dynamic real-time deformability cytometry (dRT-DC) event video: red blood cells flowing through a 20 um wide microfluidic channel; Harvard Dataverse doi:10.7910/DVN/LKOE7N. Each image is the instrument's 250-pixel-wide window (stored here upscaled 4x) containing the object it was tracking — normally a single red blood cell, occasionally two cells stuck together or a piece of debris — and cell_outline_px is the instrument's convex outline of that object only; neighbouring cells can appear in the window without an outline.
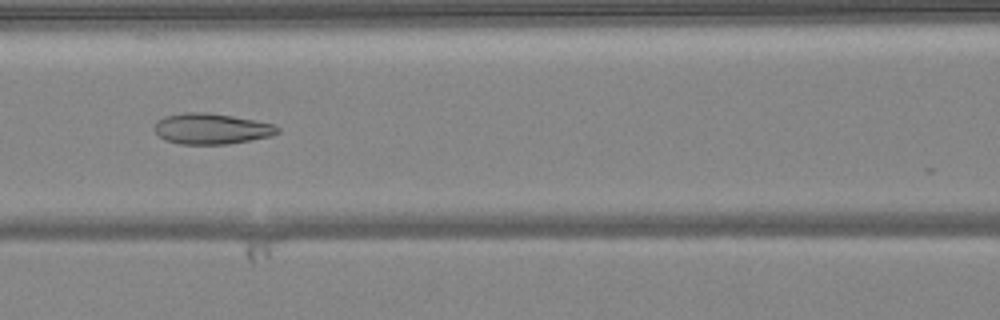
{"species": "common noctule bat (a hibernating species)", "species_latin": "Nyctalus noctula", "temperature_condition": "warm", "stored_images_in_passage": 50, "camera_frame_rate_fps": 3000, "um_per_image_px": 0.085, "animal": {"sex": "female", "body_mass_g": 24.6, "forearm_length_mm": 56.2}, "frame": {"image": 1, "passage_image": 22, "time_ms": 7.0, "image_size_px": [1000, 320], "cell_outline_px": [[280, 132], [272, 136], [228, 144], [180, 144], [164, 140], [152, 128], [156, 120], [164, 116], [184, 112], [208, 112], [256, 120], [276, 124], [280, 128]], "centroid_in_image_um": [17.97, 10.93], "position_along_channel_um": 148.6, "area_um2": 22.43}}
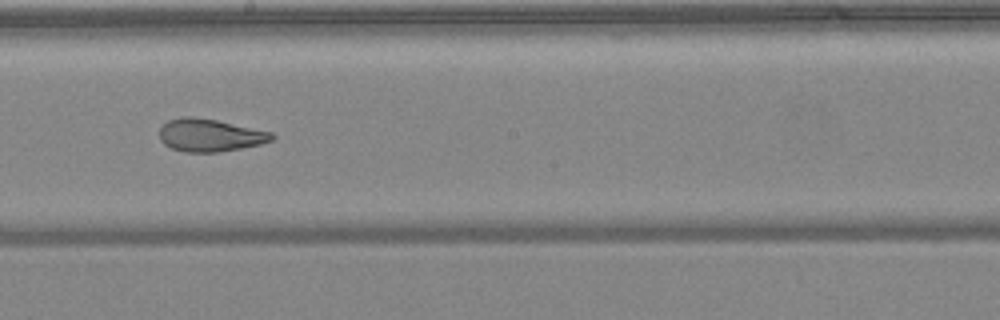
{"frame": {"image": 2, "passage_image": 28, "time_ms": 9.0, "image_size_px": [1000, 320], "cell_outline_px": [[276, 136], [272, 140], [260, 144], [240, 148], [216, 152], [184, 152], [172, 148], [164, 144], [160, 140], [160, 128], [168, 120], [184, 116], [192, 116], [216, 120], [272, 132]], "centroid_in_image_um": [17.83, 11.49], "position_along_channel_um": 230.4, "area_um2": 21.27}}
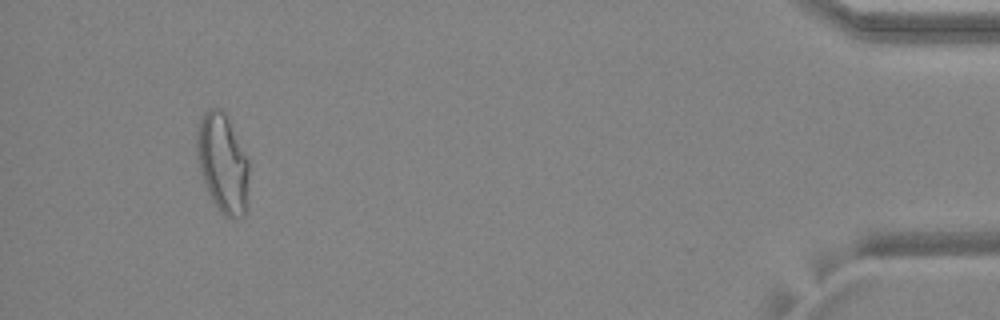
{"frame": {"image": 3, "passage_image": 47, "time_ms": 15.333, "image_size_px": [1000, 320], "cell_outline_px": [[248, 172], [244, 216], [224, 216], [220, 212], [212, 200], [208, 192], [200, 172], [196, 156], [196, 132], [200, 120], [204, 112], [208, 108], [220, 108], [224, 112], [248, 160]], "centroid_in_image_um": [18.87, 13.84], "position_along_channel_um": 416.3, "area_um2": 29.54}, "authors_computed_cell_mechanics": {"area_um2": 25.5187, "velocity_mm_per_s": 4.0896, "shape_relaxation_time_tau1_ms": null, "shape_relaxation_time_tau2_ms": 1.5468, "deformation_change_tau1": null, "deformation_change_tau2": 0.0802}}